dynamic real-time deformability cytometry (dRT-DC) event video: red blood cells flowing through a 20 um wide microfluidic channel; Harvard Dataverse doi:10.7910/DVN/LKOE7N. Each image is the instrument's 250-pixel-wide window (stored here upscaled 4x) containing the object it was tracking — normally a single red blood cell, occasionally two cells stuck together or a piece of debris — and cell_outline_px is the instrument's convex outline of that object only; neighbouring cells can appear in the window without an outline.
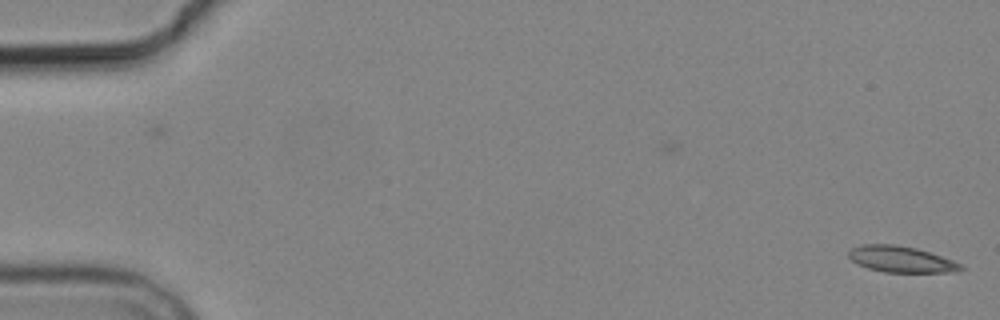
{"species": "common noctule bat (a hibernating species)", "species_latin": "Nyctalus noctula", "temperature_condition": "cold", "stored_images_in_passage": 2, "camera_frame_rate_fps": 3000, "um_per_image_px": 0.085, "animal": {"sex": "male", "body_mass_g": 19.2, "forearm_length_mm": 51.8}, "frame": {"image": 1, "passage_image": 2, "time_ms": 1.0, "image_size_px": [1000, 320], "cell_outline_px": [[968, 268], [960, 272], [884, 272], [868, 268], [852, 260], [848, 256], [848, 248], [860, 244], [892, 244], [916, 248], [952, 260]], "centroid_in_image_um": [76.59, 22.04], "position_along_channel_um": 8.4, "area_um2": 17.17}}